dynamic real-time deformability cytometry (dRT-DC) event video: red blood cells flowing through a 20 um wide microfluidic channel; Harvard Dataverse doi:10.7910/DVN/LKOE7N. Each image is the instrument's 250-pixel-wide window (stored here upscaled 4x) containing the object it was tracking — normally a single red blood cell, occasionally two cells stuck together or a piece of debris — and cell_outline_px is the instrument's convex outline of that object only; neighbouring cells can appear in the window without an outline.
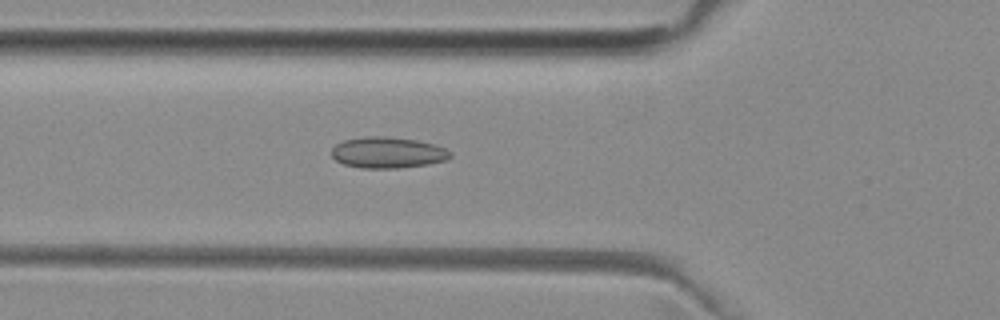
{"species": "common noctule bat (a hibernating species)", "species_latin": "Nyctalus noctula", "temperature_condition": "room temperature", "stored_images_in_passage": 50, "camera_frame_rate_fps": 3000, "um_per_image_px": 0.085, "animal": {"sex": "female", "body_mass_g": 29.2, "forearm_length_mm": 56.3}, "frame": {"image": 1, "passage_image": 17, "time_ms": 5.333, "image_size_px": [1000, 320], "cell_outline_px": [[452, 156], [448, 160], [428, 164], [400, 168], [360, 168], [344, 164], [336, 160], [332, 156], [332, 148], [336, 144], [344, 140], [368, 136], [384, 136], [416, 140], [432, 144], [444, 148], [452, 152]], "centroid_in_image_um": [32.97, 12.97], "position_along_channel_um": 92.8, "area_um2": 21.5}}
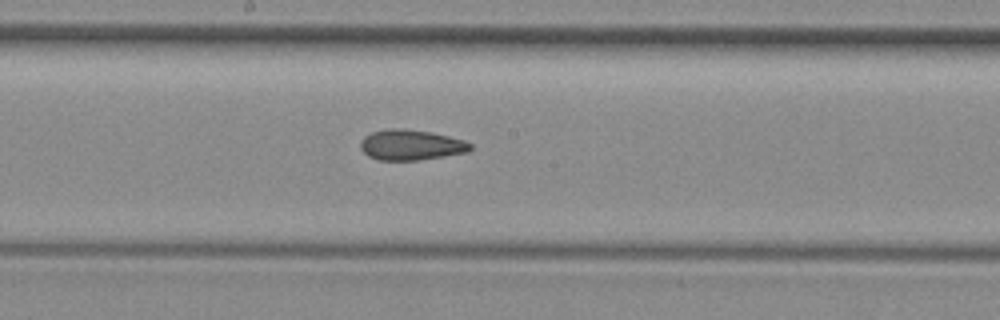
{"frame": {"image": 2, "passage_image": 26, "time_ms": 8.333, "image_size_px": [1000, 320], "cell_outline_px": [[472, 148], [468, 152], [420, 160], [376, 160], [368, 156], [360, 148], [360, 140], [364, 136], [372, 132], [392, 128], [404, 128], [428, 132], [448, 136], [464, 140], [472, 144]], "centroid_in_image_um": [34.91, 12.32], "position_along_channel_um": 213.3, "area_um2": 19.54}}
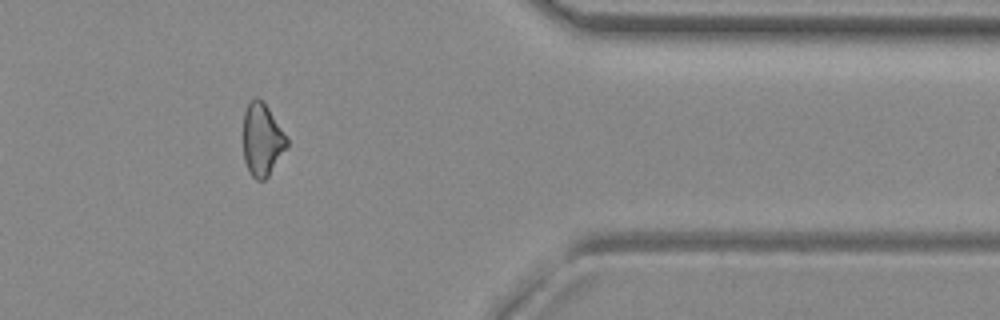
{"frame": {"image": 3, "passage_image": 41, "time_ms": 13.333, "image_size_px": [1000, 320], "cell_outline_px": [[288, 148], [268, 176], [264, 180], [256, 180], [248, 172], [244, 160], [244, 112], [248, 104], [256, 96], [268, 108], [288, 140]], "centroid_in_image_um": [22.28, 11.92], "position_along_channel_um": 389.1, "area_um2": 18.26}, "authors_computed_cell_mechanics": {"area_um2": 19.7098, "velocity_mm_per_s": 4.0026, "shape_relaxation_time_tau1_ms": null, "shape_relaxation_time_tau2_ms": 3.3735, "deformation_change_tau1": null, "deformation_change_tau2": 0.1022}}